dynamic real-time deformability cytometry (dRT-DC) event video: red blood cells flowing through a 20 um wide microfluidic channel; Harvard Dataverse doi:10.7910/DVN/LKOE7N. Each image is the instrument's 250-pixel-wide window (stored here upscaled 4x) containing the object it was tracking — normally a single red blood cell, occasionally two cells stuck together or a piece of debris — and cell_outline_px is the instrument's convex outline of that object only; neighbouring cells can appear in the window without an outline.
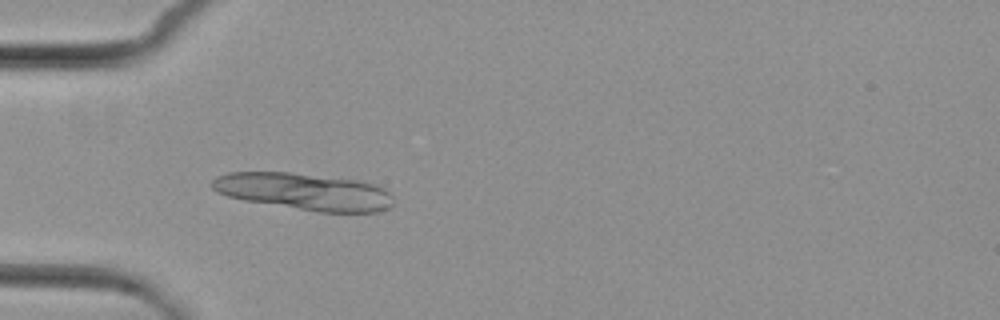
{"species": "common noctule bat (a hibernating species)", "species_latin": "Nyctalus noctula", "temperature_condition": "cold", "stored_images_in_passage": 2, "camera_frame_rate_fps": 3000, "um_per_image_px": 0.085, "animal": {"sex": "female", "body_mass_g": 29.2, "forearm_length_mm": 56.3}, "frame": {"image": 1, "passage_image": 2, "time_ms": 1.0, "image_size_px": [1000, 320], "cell_outline_px": [[392, 204], [388, 208], [380, 212], [320, 212], [244, 200], [228, 196], [216, 192], [212, 188], [212, 180], [216, 176], [228, 172], [288, 172], [356, 180], [376, 184], [384, 188], [392, 196]], "centroid_in_image_um": [25.85, 16.28], "position_along_channel_um": 59.1, "area_um2": 38.9}}